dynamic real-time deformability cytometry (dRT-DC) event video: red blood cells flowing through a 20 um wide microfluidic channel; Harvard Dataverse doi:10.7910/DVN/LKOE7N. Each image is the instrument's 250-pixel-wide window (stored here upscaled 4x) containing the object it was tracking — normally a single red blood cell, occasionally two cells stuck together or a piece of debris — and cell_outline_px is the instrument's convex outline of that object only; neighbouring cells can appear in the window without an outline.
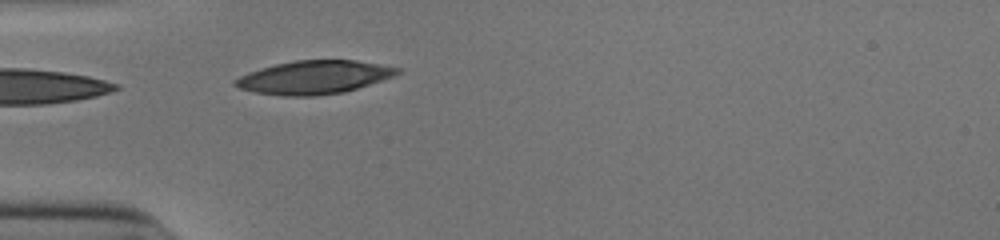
{"species": "human", "species_latin": "Homo sapiens", "temperature_condition": "cold", "stored_images_in_passage": 27, "camera_frame_rate_fps": 3000, "um_per_image_px": 0.085, "donor": {"sex": "male"}, "frame": {"image": 1, "passage_image": 1, "time_ms": 0.0, "image_size_px": [1000, 240], "cell_outline_px": [[400, 72], [392, 76], [344, 92], [316, 96], [284, 96], [252, 92], [240, 88], [232, 84], [232, 80], [248, 72], [260, 68], [276, 64], [296, 60], [356, 60], [380, 64], [400, 68]], "centroid_in_image_um": [26.63, 6.57], "position_along_channel_um": 58.4, "area_um2": 31.39}}
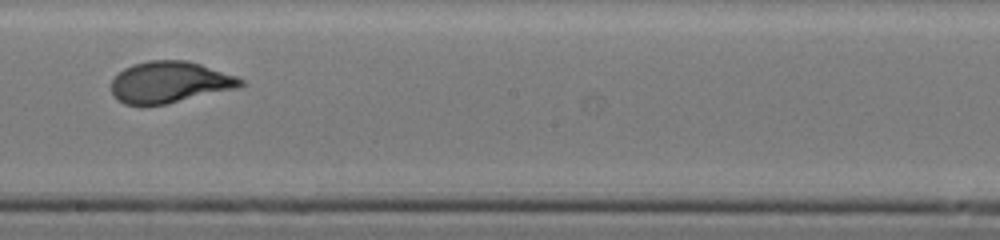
{"frame": {"image": 2, "passage_image": 15, "time_ms": 4.667, "image_size_px": [1000, 240], "cell_outline_px": [[244, 84], [240, 88], [164, 104], [124, 104], [116, 100], [112, 92], [112, 80], [124, 68], [132, 64], [148, 60], [188, 60], [236, 76], [244, 80]], "centroid_in_image_um": [14.44, 6.98], "position_along_channel_um": 233.8, "area_um2": 31.1}}
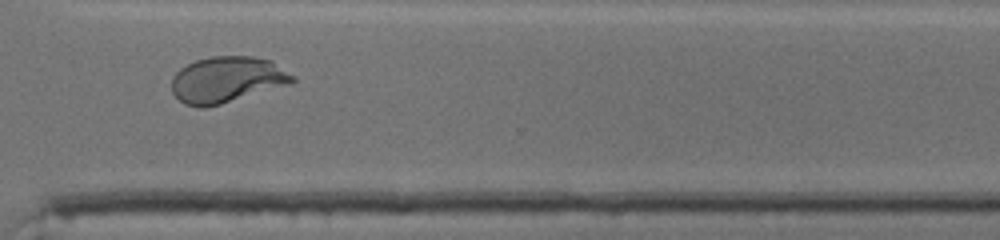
{"frame": {"image": 3, "passage_image": 24, "time_ms": 7.667, "image_size_px": [1000, 240], "cell_outline_px": [[296, 80], [292, 84], [220, 104], [204, 108], [200, 108], [184, 104], [172, 92], [172, 76], [180, 68], [196, 60], [212, 56], [252, 56], [272, 60], [296, 76]], "centroid_in_image_um": [19.33, 6.76], "position_along_channel_um": 351.3, "area_um2": 32.77}, "authors_computed_cell_mechanics": {"area_um2": 31.4432, "velocity_mm_per_s": 3.9027, "shape_relaxation_time_tau1_ms": 5.7475, "shape_relaxation_time_tau2_ms": null, "deformation_change_tau1": 0.2367, "deformation_change_tau2": null}}